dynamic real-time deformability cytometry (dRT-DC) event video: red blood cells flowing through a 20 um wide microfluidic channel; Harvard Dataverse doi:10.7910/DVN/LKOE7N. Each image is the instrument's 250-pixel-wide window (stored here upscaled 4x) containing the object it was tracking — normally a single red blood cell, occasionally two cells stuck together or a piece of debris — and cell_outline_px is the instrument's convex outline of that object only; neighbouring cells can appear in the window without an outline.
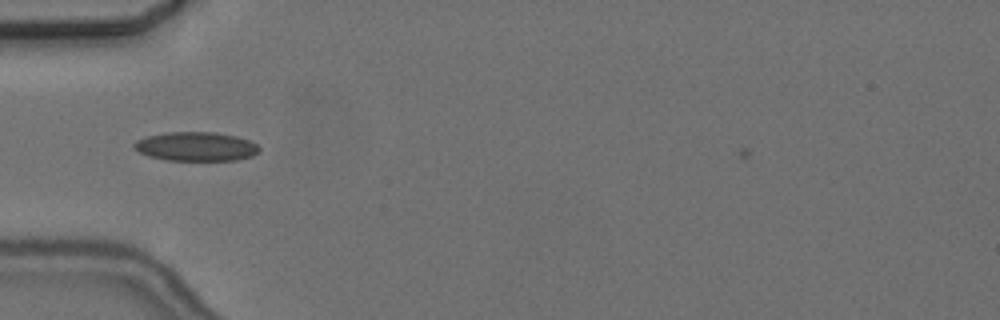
{"species": "common noctule bat (a hibernating species)", "species_latin": "Nyctalus noctula", "temperature_condition": "cold", "stored_images_in_passage": 4, "camera_frame_rate_fps": 3000, "um_per_image_px": 0.085, "animal": {"sex": "female", "body_mass_g": 24.6, "forearm_length_mm": 56.2}, "frame": {"image": 1, "passage_image": 2, "time_ms": 1.333, "image_size_px": [1000, 320], "cell_outline_px": [[260, 152], [252, 156], [236, 160], [168, 160], [148, 156], [132, 148], [132, 144], [136, 140], [148, 136], [168, 132], [212, 132], [236, 136], [248, 140], [256, 144], [260, 148]], "centroid_in_image_um": [16.65, 12.45], "position_along_channel_um": 68.3, "area_um2": 21.15}}
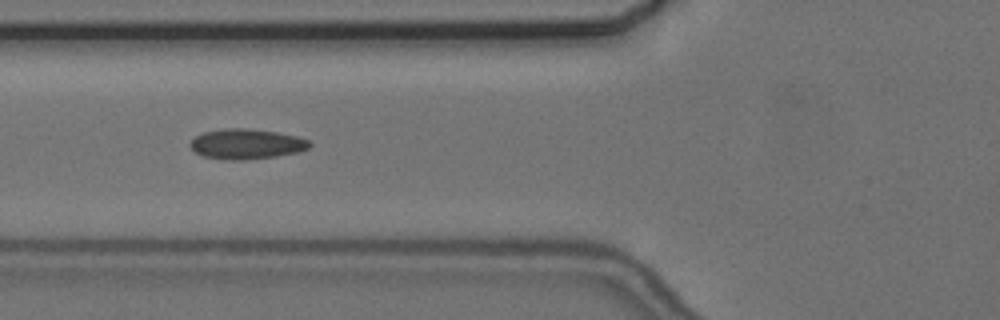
{"frame": {"image": 2, "passage_image": 3, "time_ms": 2.333, "image_size_px": [1000, 320], "cell_outline_px": [[312, 144], [308, 148], [296, 152], [276, 156], [244, 160], [228, 160], [204, 156], [196, 152], [188, 144], [196, 136], [204, 132], [224, 128], [244, 128], [276, 132], [296, 136], [308, 140]], "centroid_in_image_um": [20.93, 12.24], "position_along_channel_um": 104.9, "area_um2": 20.75}}
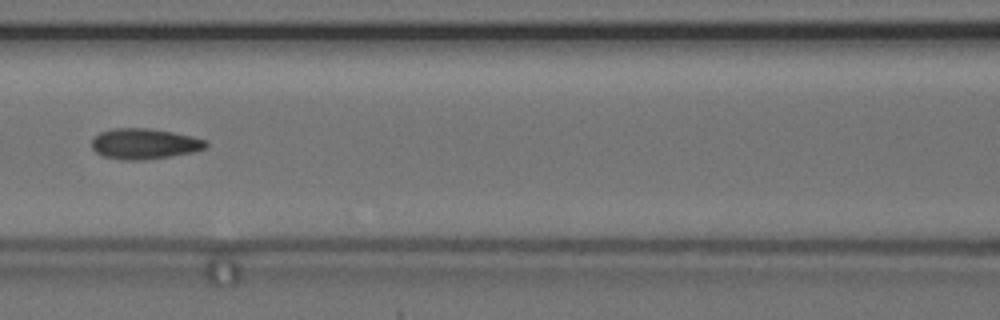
{"frame": {"image": 3, "passage_image": 4, "time_ms": 3.667, "image_size_px": [1000, 320], "cell_outline_px": [[208, 144], [204, 148], [192, 152], [172, 156], [144, 160], [120, 160], [100, 156], [92, 148], [92, 140], [100, 132], [116, 128], [148, 128], [172, 132], [192, 136], [208, 140]], "centroid_in_image_um": [12.26, 12.23], "position_along_channel_um": 154.3, "area_um2": 20.46}}